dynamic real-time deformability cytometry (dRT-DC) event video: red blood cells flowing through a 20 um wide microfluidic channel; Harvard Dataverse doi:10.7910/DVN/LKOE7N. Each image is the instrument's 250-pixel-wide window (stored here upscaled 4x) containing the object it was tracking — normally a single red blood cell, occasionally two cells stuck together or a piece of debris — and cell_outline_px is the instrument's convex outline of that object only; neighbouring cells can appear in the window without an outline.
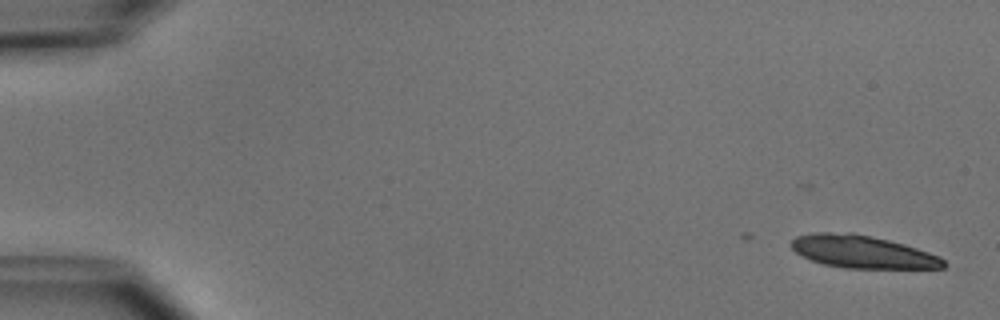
{"species": "common noctule bat (a hibernating species)", "species_latin": "Nyctalus noctula", "temperature_condition": "cold", "stored_images_in_passage": 5, "camera_frame_rate_fps": 3000, "um_per_image_px": 0.085, "animal": {"sex": "male", "body_mass_g": 15.6}, "frame": {"image": 1, "passage_image": 1, "time_ms": 0.0, "image_size_px": [1000, 320], "cell_outline_px": [[948, 264], [944, 268], [844, 268], [824, 264], [812, 260], [796, 252], [788, 244], [796, 236], [812, 232], [852, 232], [888, 240], [904, 244], [940, 256]], "centroid_in_image_um": [73.3, 21.39], "position_along_channel_um": 11.7, "area_um2": 29.02}}
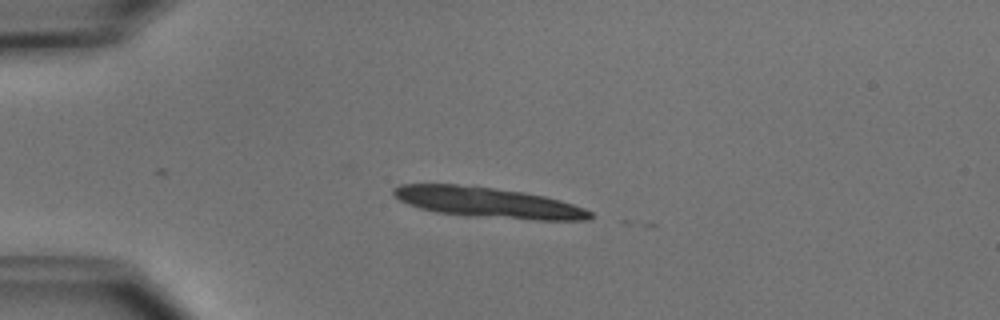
{"frame": {"image": 2, "passage_image": 4, "time_ms": 3.667, "image_size_px": [1000, 320], "cell_outline_px": [[592, 216], [588, 220], [540, 220], [468, 216], [436, 212], [420, 208], [408, 204], [400, 200], [392, 192], [392, 188], [400, 184], [456, 184], [492, 188], [524, 192], [544, 196], [560, 200], [584, 208], [592, 212]], "centroid_in_image_um": [41.47, 17.21], "position_along_channel_um": 43.5, "area_um2": 34.68}}